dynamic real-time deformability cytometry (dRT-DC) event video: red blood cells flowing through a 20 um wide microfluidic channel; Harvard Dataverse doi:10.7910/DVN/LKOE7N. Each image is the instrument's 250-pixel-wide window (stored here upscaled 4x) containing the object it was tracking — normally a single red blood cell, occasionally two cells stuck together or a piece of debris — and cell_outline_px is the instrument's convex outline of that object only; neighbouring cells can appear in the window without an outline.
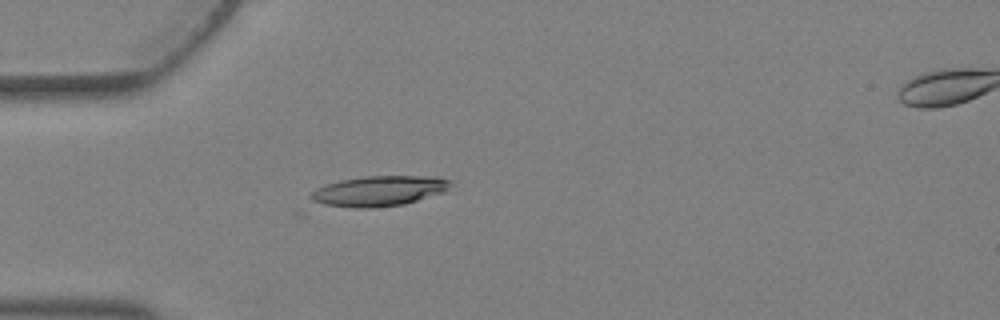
{"species": "Egyptian fruit bat (a non-hibernating species)", "species_latin": "Rousettus aegyptiacus", "temperature_condition": "warm", "stored_images_in_passage": 2, "camera_frame_rate_fps": 3000, "um_per_image_px": 0.085, "animal": {"sex": "female"}, "frame": {"image": 1, "passage_image": 1, "time_ms": 0.0, "image_size_px": [1000, 320], "cell_outline_px": [[452, 184], [444, 192], [404, 204], [372, 208], [352, 208], [308, 204], [308, 196], [316, 188], [340, 180], [364, 176], [436, 176], [452, 180]], "centroid_in_image_um": [32.12, 16.25], "position_along_channel_um": 52.9, "area_um2": 25.26}}